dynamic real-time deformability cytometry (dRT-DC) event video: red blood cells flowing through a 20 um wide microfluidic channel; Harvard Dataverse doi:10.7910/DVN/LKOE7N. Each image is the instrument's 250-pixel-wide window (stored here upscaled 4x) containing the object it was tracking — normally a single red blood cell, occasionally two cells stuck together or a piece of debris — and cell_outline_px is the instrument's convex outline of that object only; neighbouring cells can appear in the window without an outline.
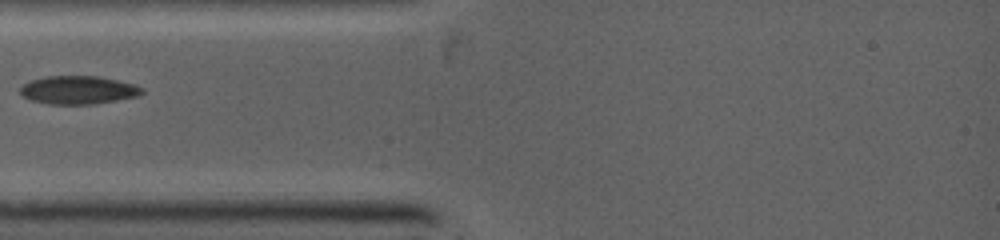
{"species": "common noctule bat (a hibernating species)", "species_latin": "Nyctalus noctula", "temperature_condition": "warm", "stored_images_in_passage": 50, "camera_frame_rate_fps": 5000, "um_per_image_px": 0.085, "animal": {"sex": "female", "body_mass_g": 19.0, "forearm_length_mm": 53.3}, "frame": {"image": 1, "passage_image": 1, "time_ms": 0.0, "image_size_px": [1000, 240], "cell_outline_px": [[144, 92], [140, 96], [92, 104], [48, 104], [28, 100], [20, 92], [20, 88], [28, 80], [44, 76], [100, 76], [132, 84], [144, 88]], "centroid_in_image_um": [6.63, 7.65], "position_along_channel_um": 78.4, "area_um2": 20.17}}
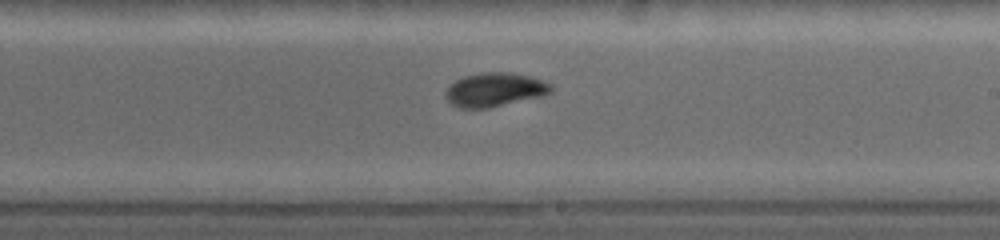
{"frame": {"image": 2, "passage_image": 22, "time_ms": 3.6, "image_size_px": [1000, 240], "cell_outline_px": [[552, 92], [540, 96], [488, 108], [460, 108], [448, 104], [444, 96], [444, 92], [456, 80], [464, 76], [484, 72], [508, 72], [528, 76], [552, 84]], "centroid_in_image_um": [42.0, 7.63], "position_along_channel_um": 247.0, "area_um2": 20.69}}
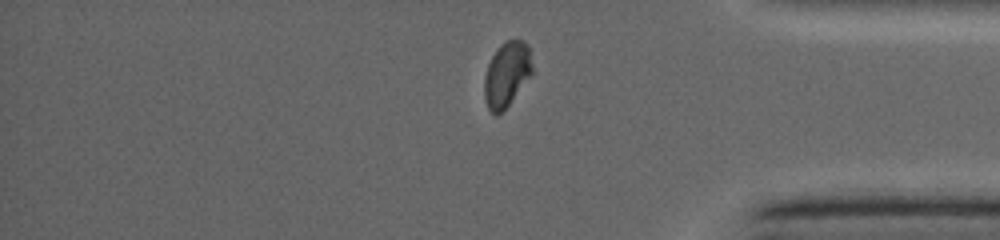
{"frame": {"image": 3, "passage_image": 43, "time_ms": 7.0, "image_size_px": [1000, 240], "cell_outline_px": [[532, 72], [508, 104], [496, 116], [488, 108], [484, 96], [484, 76], [488, 64], [492, 56], [500, 44], [508, 40], [524, 40], [528, 48], [532, 64]], "centroid_in_image_um": [43.04, 6.29], "position_along_channel_um": 392.2, "area_um2": 17.63}}